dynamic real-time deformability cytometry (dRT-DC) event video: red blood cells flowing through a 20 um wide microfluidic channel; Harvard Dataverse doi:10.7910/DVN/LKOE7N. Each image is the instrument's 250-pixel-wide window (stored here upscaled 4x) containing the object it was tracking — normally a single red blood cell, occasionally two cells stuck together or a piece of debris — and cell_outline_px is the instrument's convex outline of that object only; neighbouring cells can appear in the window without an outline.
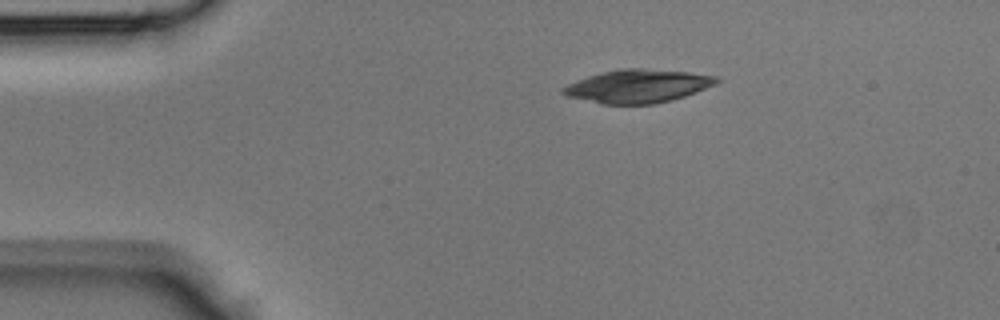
{"species": "Egyptian fruit bat (a non-hibernating species)", "species_latin": "Rousettus aegyptiacus", "temperature_condition": "room temperature", "stored_images_in_passage": 37, "camera_frame_rate_fps": 3000, "um_per_image_px": 0.085, "animal": {"sex": "male"}, "frame": {"image": 1, "passage_image": 2, "time_ms": 0.333, "image_size_px": [1000, 320], "cell_outline_px": [[720, 80], [716, 84], [696, 92], [672, 100], [652, 104], [600, 104], [568, 96], [560, 92], [560, 88], [576, 80], [588, 76], [604, 72], [624, 68], [644, 68], [688, 72], [720, 76]], "centroid_in_image_um": [54.22, 7.32], "position_along_channel_um": 30.8, "area_um2": 29.77}}
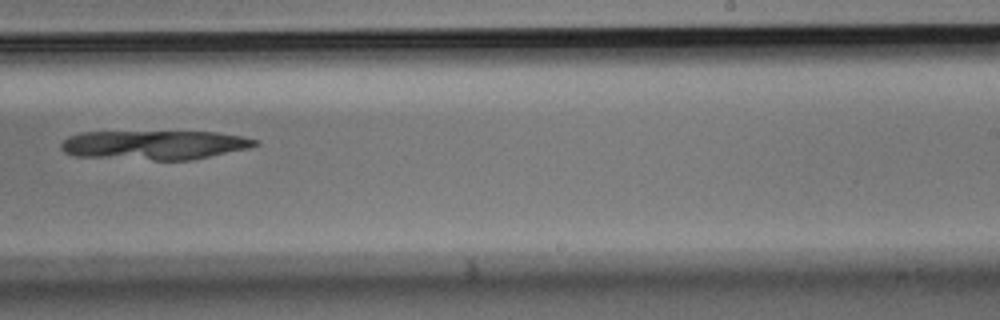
{"frame": {"image": 2, "passage_image": 21, "time_ms": 6.667, "image_size_px": [1000, 320], "cell_outline_px": [[260, 144], [248, 148], [192, 160], [152, 160], [72, 156], [64, 152], [60, 148], [60, 144], [68, 136], [80, 132], [216, 132], [244, 136], [260, 140]], "centroid_in_image_um": [13.12, 12.32], "position_along_channel_um": 275.9, "area_um2": 33.29}}
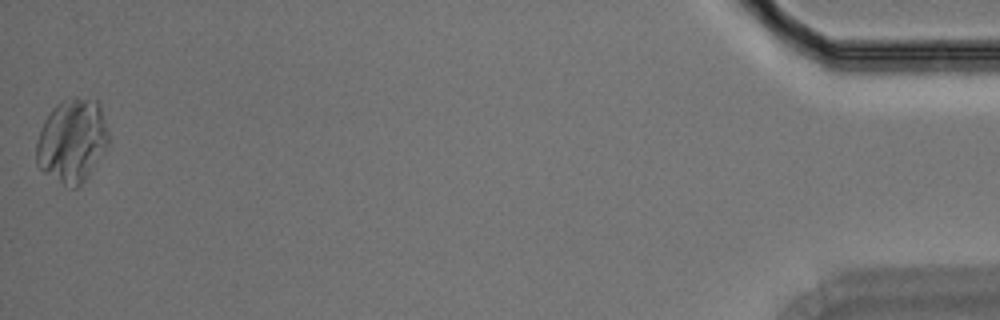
{"frame": {"image": 3, "passage_image": 37, "time_ms": 12.0, "image_size_px": [1000, 320], "cell_outline_px": [[108, 144], [88, 176], [76, 188], [72, 188], [64, 184], [44, 172], [36, 164], [36, 140], [44, 120], [52, 108], [56, 104], [64, 100], [76, 96], [96, 100], [100, 104], [108, 132]], "centroid_in_image_um": [6.11, 11.93], "position_along_channel_um": 429.1, "area_um2": 35.03}}